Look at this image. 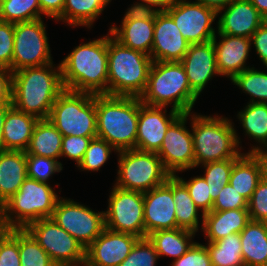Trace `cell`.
Listing matches in <instances>:
<instances>
[{"instance_id": "42", "label": "cell", "mask_w": 267, "mask_h": 266, "mask_svg": "<svg viewBox=\"0 0 267 266\" xmlns=\"http://www.w3.org/2000/svg\"><path fill=\"white\" fill-rule=\"evenodd\" d=\"M175 176L186 186L190 197L202 214L212 211L214 201L211 198L209 186L203 176H195L188 181L182 179L177 174Z\"/></svg>"}, {"instance_id": "39", "label": "cell", "mask_w": 267, "mask_h": 266, "mask_svg": "<svg viewBox=\"0 0 267 266\" xmlns=\"http://www.w3.org/2000/svg\"><path fill=\"white\" fill-rule=\"evenodd\" d=\"M112 151L117 152L104 139L99 137L92 138L78 167L82 171H99L109 159Z\"/></svg>"}, {"instance_id": "3", "label": "cell", "mask_w": 267, "mask_h": 266, "mask_svg": "<svg viewBox=\"0 0 267 266\" xmlns=\"http://www.w3.org/2000/svg\"><path fill=\"white\" fill-rule=\"evenodd\" d=\"M97 137L117 152L136 149L139 97L96 95Z\"/></svg>"}, {"instance_id": "40", "label": "cell", "mask_w": 267, "mask_h": 266, "mask_svg": "<svg viewBox=\"0 0 267 266\" xmlns=\"http://www.w3.org/2000/svg\"><path fill=\"white\" fill-rule=\"evenodd\" d=\"M26 162L27 177L42 183H48L47 181L54 173L63 170L61 162L44 156L26 154Z\"/></svg>"}, {"instance_id": "23", "label": "cell", "mask_w": 267, "mask_h": 266, "mask_svg": "<svg viewBox=\"0 0 267 266\" xmlns=\"http://www.w3.org/2000/svg\"><path fill=\"white\" fill-rule=\"evenodd\" d=\"M26 178V152H0V207L19 190Z\"/></svg>"}, {"instance_id": "2", "label": "cell", "mask_w": 267, "mask_h": 266, "mask_svg": "<svg viewBox=\"0 0 267 266\" xmlns=\"http://www.w3.org/2000/svg\"><path fill=\"white\" fill-rule=\"evenodd\" d=\"M60 67L65 89L107 95L108 34L80 43L60 62Z\"/></svg>"}, {"instance_id": "34", "label": "cell", "mask_w": 267, "mask_h": 266, "mask_svg": "<svg viewBox=\"0 0 267 266\" xmlns=\"http://www.w3.org/2000/svg\"><path fill=\"white\" fill-rule=\"evenodd\" d=\"M212 266H245L239 233L205 244Z\"/></svg>"}, {"instance_id": "12", "label": "cell", "mask_w": 267, "mask_h": 266, "mask_svg": "<svg viewBox=\"0 0 267 266\" xmlns=\"http://www.w3.org/2000/svg\"><path fill=\"white\" fill-rule=\"evenodd\" d=\"M104 211L105 227L145 238L143 193L113 186Z\"/></svg>"}, {"instance_id": "13", "label": "cell", "mask_w": 267, "mask_h": 266, "mask_svg": "<svg viewBox=\"0 0 267 266\" xmlns=\"http://www.w3.org/2000/svg\"><path fill=\"white\" fill-rule=\"evenodd\" d=\"M86 249L104 230V211L95 212L73 199L58 200L51 217Z\"/></svg>"}, {"instance_id": "4", "label": "cell", "mask_w": 267, "mask_h": 266, "mask_svg": "<svg viewBox=\"0 0 267 266\" xmlns=\"http://www.w3.org/2000/svg\"><path fill=\"white\" fill-rule=\"evenodd\" d=\"M198 95L191 89L180 62L153 61L140 101L149 106L168 107L190 113Z\"/></svg>"}, {"instance_id": "21", "label": "cell", "mask_w": 267, "mask_h": 266, "mask_svg": "<svg viewBox=\"0 0 267 266\" xmlns=\"http://www.w3.org/2000/svg\"><path fill=\"white\" fill-rule=\"evenodd\" d=\"M183 65L191 89L199 96L208 81L219 75L216 66L213 41L190 44L180 61Z\"/></svg>"}, {"instance_id": "31", "label": "cell", "mask_w": 267, "mask_h": 266, "mask_svg": "<svg viewBox=\"0 0 267 266\" xmlns=\"http://www.w3.org/2000/svg\"><path fill=\"white\" fill-rule=\"evenodd\" d=\"M112 0H65L63 13L56 19L67 25L92 28L98 16Z\"/></svg>"}, {"instance_id": "50", "label": "cell", "mask_w": 267, "mask_h": 266, "mask_svg": "<svg viewBox=\"0 0 267 266\" xmlns=\"http://www.w3.org/2000/svg\"><path fill=\"white\" fill-rule=\"evenodd\" d=\"M144 3H145L144 1H141V3L139 1L133 4L131 7H129L122 20L155 19V16L158 13V11H156L154 8Z\"/></svg>"}, {"instance_id": "57", "label": "cell", "mask_w": 267, "mask_h": 266, "mask_svg": "<svg viewBox=\"0 0 267 266\" xmlns=\"http://www.w3.org/2000/svg\"><path fill=\"white\" fill-rule=\"evenodd\" d=\"M252 5L267 20V0H250Z\"/></svg>"}, {"instance_id": "20", "label": "cell", "mask_w": 267, "mask_h": 266, "mask_svg": "<svg viewBox=\"0 0 267 266\" xmlns=\"http://www.w3.org/2000/svg\"><path fill=\"white\" fill-rule=\"evenodd\" d=\"M217 16V33L246 38L266 21L250 0H233Z\"/></svg>"}, {"instance_id": "11", "label": "cell", "mask_w": 267, "mask_h": 266, "mask_svg": "<svg viewBox=\"0 0 267 266\" xmlns=\"http://www.w3.org/2000/svg\"><path fill=\"white\" fill-rule=\"evenodd\" d=\"M53 63L42 18L14 24L12 72Z\"/></svg>"}, {"instance_id": "38", "label": "cell", "mask_w": 267, "mask_h": 266, "mask_svg": "<svg viewBox=\"0 0 267 266\" xmlns=\"http://www.w3.org/2000/svg\"><path fill=\"white\" fill-rule=\"evenodd\" d=\"M237 159L231 158L201 165L205 169L203 177L209 186V193L213 201L217 198L221 189L229 183L233 164Z\"/></svg>"}, {"instance_id": "26", "label": "cell", "mask_w": 267, "mask_h": 266, "mask_svg": "<svg viewBox=\"0 0 267 266\" xmlns=\"http://www.w3.org/2000/svg\"><path fill=\"white\" fill-rule=\"evenodd\" d=\"M121 27L109 29L111 35L124 46L151 55L155 19L122 20Z\"/></svg>"}, {"instance_id": "10", "label": "cell", "mask_w": 267, "mask_h": 266, "mask_svg": "<svg viewBox=\"0 0 267 266\" xmlns=\"http://www.w3.org/2000/svg\"><path fill=\"white\" fill-rule=\"evenodd\" d=\"M56 266H84L86 249L52 218L40 219L25 228Z\"/></svg>"}, {"instance_id": "24", "label": "cell", "mask_w": 267, "mask_h": 266, "mask_svg": "<svg viewBox=\"0 0 267 266\" xmlns=\"http://www.w3.org/2000/svg\"><path fill=\"white\" fill-rule=\"evenodd\" d=\"M250 221L248 209L211 211L204 214L202 231L208 242H214L232 233H240Z\"/></svg>"}, {"instance_id": "7", "label": "cell", "mask_w": 267, "mask_h": 266, "mask_svg": "<svg viewBox=\"0 0 267 266\" xmlns=\"http://www.w3.org/2000/svg\"><path fill=\"white\" fill-rule=\"evenodd\" d=\"M60 198L48 183L27 177L0 207V228L25 229L32 222L51 218Z\"/></svg>"}, {"instance_id": "15", "label": "cell", "mask_w": 267, "mask_h": 266, "mask_svg": "<svg viewBox=\"0 0 267 266\" xmlns=\"http://www.w3.org/2000/svg\"><path fill=\"white\" fill-rule=\"evenodd\" d=\"M189 113L181 114L167 129L157 155L171 174L195 168L192 132L186 127Z\"/></svg>"}, {"instance_id": "45", "label": "cell", "mask_w": 267, "mask_h": 266, "mask_svg": "<svg viewBox=\"0 0 267 266\" xmlns=\"http://www.w3.org/2000/svg\"><path fill=\"white\" fill-rule=\"evenodd\" d=\"M14 24L0 21V68L12 72Z\"/></svg>"}, {"instance_id": "48", "label": "cell", "mask_w": 267, "mask_h": 266, "mask_svg": "<svg viewBox=\"0 0 267 266\" xmlns=\"http://www.w3.org/2000/svg\"><path fill=\"white\" fill-rule=\"evenodd\" d=\"M171 266H212V263L206 246L195 242L183 256L173 260Z\"/></svg>"}, {"instance_id": "1", "label": "cell", "mask_w": 267, "mask_h": 266, "mask_svg": "<svg viewBox=\"0 0 267 266\" xmlns=\"http://www.w3.org/2000/svg\"><path fill=\"white\" fill-rule=\"evenodd\" d=\"M65 90L60 63L12 72L11 104L38 119H48L57 97Z\"/></svg>"}, {"instance_id": "25", "label": "cell", "mask_w": 267, "mask_h": 266, "mask_svg": "<svg viewBox=\"0 0 267 266\" xmlns=\"http://www.w3.org/2000/svg\"><path fill=\"white\" fill-rule=\"evenodd\" d=\"M38 120L37 117L11 106L7 111L3 126L5 151H26Z\"/></svg>"}, {"instance_id": "41", "label": "cell", "mask_w": 267, "mask_h": 266, "mask_svg": "<svg viewBox=\"0 0 267 266\" xmlns=\"http://www.w3.org/2000/svg\"><path fill=\"white\" fill-rule=\"evenodd\" d=\"M158 259L155 246L148 237L139 238L128 257L119 266H156Z\"/></svg>"}, {"instance_id": "37", "label": "cell", "mask_w": 267, "mask_h": 266, "mask_svg": "<svg viewBox=\"0 0 267 266\" xmlns=\"http://www.w3.org/2000/svg\"><path fill=\"white\" fill-rule=\"evenodd\" d=\"M18 249L21 266H56L26 229H18Z\"/></svg>"}, {"instance_id": "27", "label": "cell", "mask_w": 267, "mask_h": 266, "mask_svg": "<svg viewBox=\"0 0 267 266\" xmlns=\"http://www.w3.org/2000/svg\"><path fill=\"white\" fill-rule=\"evenodd\" d=\"M239 234L245 266L267 264V222L250 220Z\"/></svg>"}, {"instance_id": "6", "label": "cell", "mask_w": 267, "mask_h": 266, "mask_svg": "<svg viewBox=\"0 0 267 266\" xmlns=\"http://www.w3.org/2000/svg\"><path fill=\"white\" fill-rule=\"evenodd\" d=\"M152 63L149 55L124 46L109 32L107 95L140 97Z\"/></svg>"}, {"instance_id": "49", "label": "cell", "mask_w": 267, "mask_h": 266, "mask_svg": "<svg viewBox=\"0 0 267 266\" xmlns=\"http://www.w3.org/2000/svg\"><path fill=\"white\" fill-rule=\"evenodd\" d=\"M251 45L267 68V20L251 36Z\"/></svg>"}, {"instance_id": "8", "label": "cell", "mask_w": 267, "mask_h": 266, "mask_svg": "<svg viewBox=\"0 0 267 266\" xmlns=\"http://www.w3.org/2000/svg\"><path fill=\"white\" fill-rule=\"evenodd\" d=\"M48 119L63 136L97 137L96 95L65 89Z\"/></svg>"}, {"instance_id": "53", "label": "cell", "mask_w": 267, "mask_h": 266, "mask_svg": "<svg viewBox=\"0 0 267 266\" xmlns=\"http://www.w3.org/2000/svg\"><path fill=\"white\" fill-rule=\"evenodd\" d=\"M258 161L261 171V180L267 183V148H261L250 152Z\"/></svg>"}, {"instance_id": "33", "label": "cell", "mask_w": 267, "mask_h": 266, "mask_svg": "<svg viewBox=\"0 0 267 266\" xmlns=\"http://www.w3.org/2000/svg\"><path fill=\"white\" fill-rule=\"evenodd\" d=\"M237 116L245 130V135L256 140L260 145L253 146L249 153L267 148V103H247Z\"/></svg>"}, {"instance_id": "47", "label": "cell", "mask_w": 267, "mask_h": 266, "mask_svg": "<svg viewBox=\"0 0 267 266\" xmlns=\"http://www.w3.org/2000/svg\"><path fill=\"white\" fill-rule=\"evenodd\" d=\"M250 220L267 222V183L262 180L258 183L248 201Z\"/></svg>"}, {"instance_id": "16", "label": "cell", "mask_w": 267, "mask_h": 266, "mask_svg": "<svg viewBox=\"0 0 267 266\" xmlns=\"http://www.w3.org/2000/svg\"><path fill=\"white\" fill-rule=\"evenodd\" d=\"M166 108L143 104L139 98L137 150L153 153L159 151L167 129L181 115L172 108L168 115Z\"/></svg>"}, {"instance_id": "54", "label": "cell", "mask_w": 267, "mask_h": 266, "mask_svg": "<svg viewBox=\"0 0 267 266\" xmlns=\"http://www.w3.org/2000/svg\"><path fill=\"white\" fill-rule=\"evenodd\" d=\"M158 12H165L178 0H141Z\"/></svg>"}, {"instance_id": "28", "label": "cell", "mask_w": 267, "mask_h": 266, "mask_svg": "<svg viewBox=\"0 0 267 266\" xmlns=\"http://www.w3.org/2000/svg\"><path fill=\"white\" fill-rule=\"evenodd\" d=\"M62 140L63 135L49 119H39L25 152L58 160L61 157Z\"/></svg>"}, {"instance_id": "52", "label": "cell", "mask_w": 267, "mask_h": 266, "mask_svg": "<svg viewBox=\"0 0 267 266\" xmlns=\"http://www.w3.org/2000/svg\"><path fill=\"white\" fill-rule=\"evenodd\" d=\"M11 81L12 72L5 68H0V104L11 102Z\"/></svg>"}, {"instance_id": "35", "label": "cell", "mask_w": 267, "mask_h": 266, "mask_svg": "<svg viewBox=\"0 0 267 266\" xmlns=\"http://www.w3.org/2000/svg\"><path fill=\"white\" fill-rule=\"evenodd\" d=\"M38 0H4L0 3V21L9 23L30 22L41 19Z\"/></svg>"}, {"instance_id": "5", "label": "cell", "mask_w": 267, "mask_h": 266, "mask_svg": "<svg viewBox=\"0 0 267 266\" xmlns=\"http://www.w3.org/2000/svg\"><path fill=\"white\" fill-rule=\"evenodd\" d=\"M195 167L200 164L239 158L241 143L233 122L224 116L191 114Z\"/></svg>"}, {"instance_id": "46", "label": "cell", "mask_w": 267, "mask_h": 266, "mask_svg": "<svg viewBox=\"0 0 267 266\" xmlns=\"http://www.w3.org/2000/svg\"><path fill=\"white\" fill-rule=\"evenodd\" d=\"M95 137L82 136H63L61 145V157L74 160L77 167L82 162L85 151L88 149L89 143Z\"/></svg>"}, {"instance_id": "18", "label": "cell", "mask_w": 267, "mask_h": 266, "mask_svg": "<svg viewBox=\"0 0 267 266\" xmlns=\"http://www.w3.org/2000/svg\"><path fill=\"white\" fill-rule=\"evenodd\" d=\"M139 237L104 228L86 248L84 266H119L130 254Z\"/></svg>"}, {"instance_id": "9", "label": "cell", "mask_w": 267, "mask_h": 266, "mask_svg": "<svg viewBox=\"0 0 267 266\" xmlns=\"http://www.w3.org/2000/svg\"><path fill=\"white\" fill-rule=\"evenodd\" d=\"M116 187L145 193L162 185L171 176L153 152L130 149L118 152Z\"/></svg>"}, {"instance_id": "43", "label": "cell", "mask_w": 267, "mask_h": 266, "mask_svg": "<svg viewBox=\"0 0 267 266\" xmlns=\"http://www.w3.org/2000/svg\"><path fill=\"white\" fill-rule=\"evenodd\" d=\"M0 266H21L18 229L0 228Z\"/></svg>"}, {"instance_id": "44", "label": "cell", "mask_w": 267, "mask_h": 266, "mask_svg": "<svg viewBox=\"0 0 267 266\" xmlns=\"http://www.w3.org/2000/svg\"><path fill=\"white\" fill-rule=\"evenodd\" d=\"M248 209V201L230 183L224 186L214 200L212 211Z\"/></svg>"}, {"instance_id": "22", "label": "cell", "mask_w": 267, "mask_h": 266, "mask_svg": "<svg viewBox=\"0 0 267 266\" xmlns=\"http://www.w3.org/2000/svg\"><path fill=\"white\" fill-rule=\"evenodd\" d=\"M213 45L215 48L216 66L219 76H226L232 80L236 75L243 72L246 67V60L249 58L251 51V38L226 35L216 33ZM222 39V40H220Z\"/></svg>"}, {"instance_id": "30", "label": "cell", "mask_w": 267, "mask_h": 266, "mask_svg": "<svg viewBox=\"0 0 267 266\" xmlns=\"http://www.w3.org/2000/svg\"><path fill=\"white\" fill-rule=\"evenodd\" d=\"M260 181L261 171L258 161L251 153H243L233 164L229 183L249 201Z\"/></svg>"}, {"instance_id": "14", "label": "cell", "mask_w": 267, "mask_h": 266, "mask_svg": "<svg viewBox=\"0 0 267 266\" xmlns=\"http://www.w3.org/2000/svg\"><path fill=\"white\" fill-rule=\"evenodd\" d=\"M165 12L190 44L209 42L217 35L212 26L217 13L203 4L178 0Z\"/></svg>"}, {"instance_id": "56", "label": "cell", "mask_w": 267, "mask_h": 266, "mask_svg": "<svg viewBox=\"0 0 267 266\" xmlns=\"http://www.w3.org/2000/svg\"><path fill=\"white\" fill-rule=\"evenodd\" d=\"M233 0H195V2L213 9L216 13L225 8Z\"/></svg>"}, {"instance_id": "32", "label": "cell", "mask_w": 267, "mask_h": 266, "mask_svg": "<svg viewBox=\"0 0 267 266\" xmlns=\"http://www.w3.org/2000/svg\"><path fill=\"white\" fill-rule=\"evenodd\" d=\"M173 200L178 228L196 234L200 228L198 216H201V227L203 228L204 214H198L200 209L194 204L186 186L175 175H173Z\"/></svg>"}, {"instance_id": "36", "label": "cell", "mask_w": 267, "mask_h": 266, "mask_svg": "<svg viewBox=\"0 0 267 266\" xmlns=\"http://www.w3.org/2000/svg\"><path fill=\"white\" fill-rule=\"evenodd\" d=\"M232 83L251 96L249 103H267V72L254 67L236 75Z\"/></svg>"}, {"instance_id": "17", "label": "cell", "mask_w": 267, "mask_h": 266, "mask_svg": "<svg viewBox=\"0 0 267 266\" xmlns=\"http://www.w3.org/2000/svg\"><path fill=\"white\" fill-rule=\"evenodd\" d=\"M145 237L157 230L176 229L173 175L165 183L143 193Z\"/></svg>"}, {"instance_id": "19", "label": "cell", "mask_w": 267, "mask_h": 266, "mask_svg": "<svg viewBox=\"0 0 267 266\" xmlns=\"http://www.w3.org/2000/svg\"><path fill=\"white\" fill-rule=\"evenodd\" d=\"M190 43L183 37L173 19L166 12L155 16L151 59L162 62H180Z\"/></svg>"}, {"instance_id": "51", "label": "cell", "mask_w": 267, "mask_h": 266, "mask_svg": "<svg viewBox=\"0 0 267 266\" xmlns=\"http://www.w3.org/2000/svg\"><path fill=\"white\" fill-rule=\"evenodd\" d=\"M41 13L56 20L62 13L65 0H38Z\"/></svg>"}, {"instance_id": "55", "label": "cell", "mask_w": 267, "mask_h": 266, "mask_svg": "<svg viewBox=\"0 0 267 266\" xmlns=\"http://www.w3.org/2000/svg\"><path fill=\"white\" fill-rule=\"evenodd\" d=\"M11 106V102L0 104V152L5 151V143L3 140V126L7 111Z\"/></svg>"}, {"instance_id": "29", "label": "cell", "mask_w": 267, "mask_h": 266, "mask_svg": "<svg viewBox=\"0 0 267 266\" xmlns=\"http://www.w3.org/2000/svg\"><path fill=\"white\" fill-rule=\"evenodd\" d=\"M147 237L155 246L159 258L170 256L174 260L183 256L195 243L192 241L195 233L179 228L157 230Z\"/></svg>"}]
</instances>
